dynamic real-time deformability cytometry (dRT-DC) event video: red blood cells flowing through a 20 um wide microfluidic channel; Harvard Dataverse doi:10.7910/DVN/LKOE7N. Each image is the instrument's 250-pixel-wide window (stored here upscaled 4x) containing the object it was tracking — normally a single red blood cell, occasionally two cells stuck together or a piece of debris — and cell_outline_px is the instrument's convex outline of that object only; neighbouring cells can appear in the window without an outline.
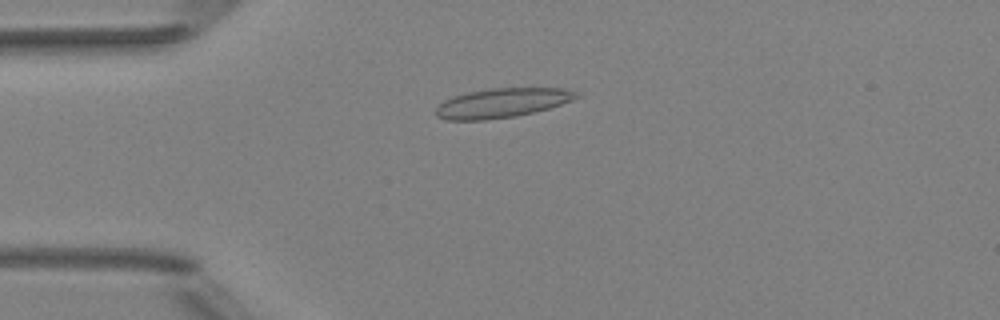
{"species": "Egyptian fruit bat (a non-hibernating species)", "species_latin": "Rousettus aegyptiacus", "temperature_condition": "room temperature", "stored_images_in_passage": 51, "camera_frame_rate_fps": 3000, "um_per_image_px": 0.085, "animal": {"sex": "female"}, "frame": {"image": 1, "passage_image": 13, "time_ms": 4.0, "image_size_px": [1000, 320], "cell_outline_px": [[580, 96], [572, 100], [548, 108], [516, 116], [484, 120], [444, 120], [436, 116], [436, 108], [444, 100], [452, 96], [468, 92], [492, 88], [560, 88], [576, 92]], "centroid_in_image_um": [42.62, 8.75], "position_along_channel_um": 42.4, "area_um2": 23.87}}
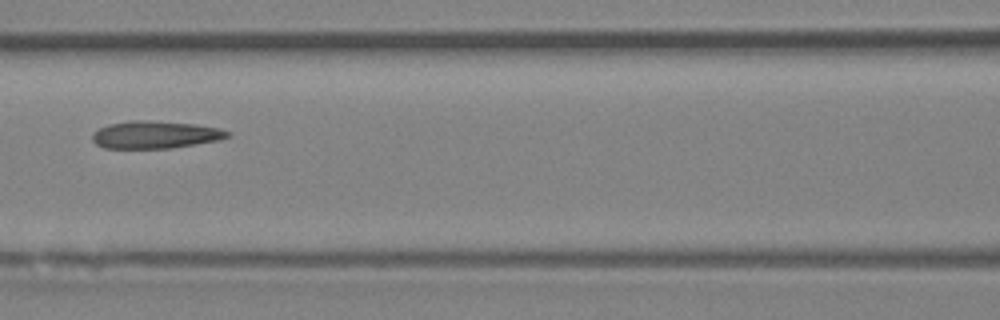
{"frame": {"image": 2, "passage_image": 23, "time_ms": 7.333, "image_size_px": [1000, 320], "cell_outline_px": [[232, 132], [228, 136], [220, 140], [172, 148], [104, 148], [96, 144], [92, 140], [92, 132], [108, 124], [132, 120], [144, 120], [196, 124], [220, 128]], "centroid_in_image_um": [13.2, 11.45], "position_along_channel_um": 153.4, "area_um2": 21.73}}
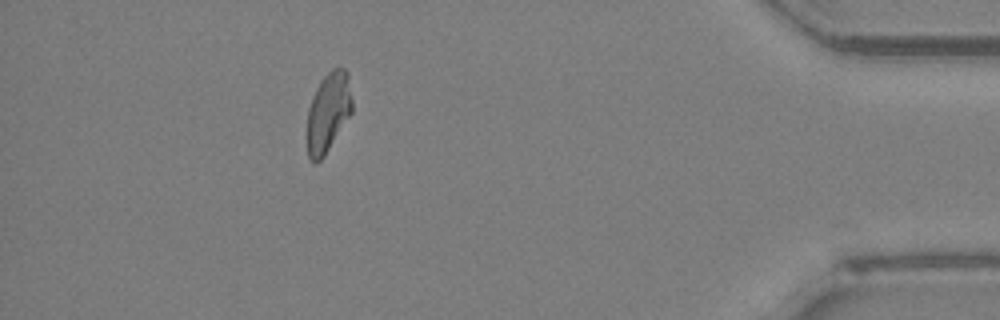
{"frame": {"image": 3, "passage_image": 46, "time_ms": 15.0, "image_size_px": [1000, 320], "cell_outline_px": [[352, 112], [324, 156], [316, 164], [308, 156], [308, 108], [316, 88], [320, 80], [332, 68], [344, 68], [348, 72], [352, 100]], "centroid_in_image_um": [27.91, 9.51], "position_along_channel_um": 407.3, "area_um2": 20.69}, "authors_computed_cell_mechanics": {"area_um2": 21.675, "velocity_mm_per_s": 4.0149, "shape_relaxation_time_tau1_ms": null, "shape_relaxation_time_tau2_ms": 3.8032, "deformation_change_tau1": null, "deformation_change_tau2": 0.1316}}